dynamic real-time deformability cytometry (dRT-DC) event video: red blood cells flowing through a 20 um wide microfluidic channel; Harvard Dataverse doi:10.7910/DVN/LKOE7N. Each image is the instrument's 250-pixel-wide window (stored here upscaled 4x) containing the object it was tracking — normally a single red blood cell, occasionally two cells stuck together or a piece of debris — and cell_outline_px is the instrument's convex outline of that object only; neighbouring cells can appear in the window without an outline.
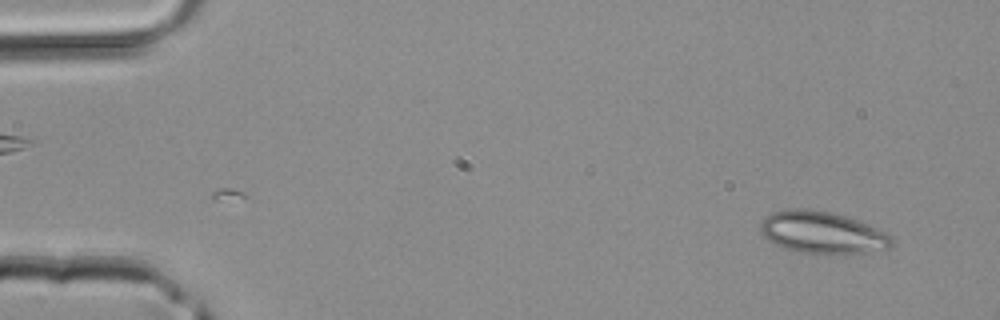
{"species": "common noctule bat (a hibernating species)", "species_latin": "Nyctalus noctula", "temperature_condition": "room temperature", "stored_images_in_passage": 9, "camera_frame_rate_fps": 3000, "um_per_image_px": 0.085, "animal": {"sex": "male", "body_mass_g": 20.4}, "frame": {"image": 1, "passage_image": 1, "time_ms": 0.0, "image_size_px": [1000, 320], "cell_outline_px": [[892, 244], [888, 248], [864, 252], [792, 252], [776, 244], [764, 236], [760, 232], [760, 224], [772, 212], [792, 208], [804, 208], [828, 212], [844, 216], [856, 220], [888, 232], [892, 236]], "centroid_in_image_um": [69.88, 19.74], "position_along_channel_um": 15.1, "area_um2": 31.44}}